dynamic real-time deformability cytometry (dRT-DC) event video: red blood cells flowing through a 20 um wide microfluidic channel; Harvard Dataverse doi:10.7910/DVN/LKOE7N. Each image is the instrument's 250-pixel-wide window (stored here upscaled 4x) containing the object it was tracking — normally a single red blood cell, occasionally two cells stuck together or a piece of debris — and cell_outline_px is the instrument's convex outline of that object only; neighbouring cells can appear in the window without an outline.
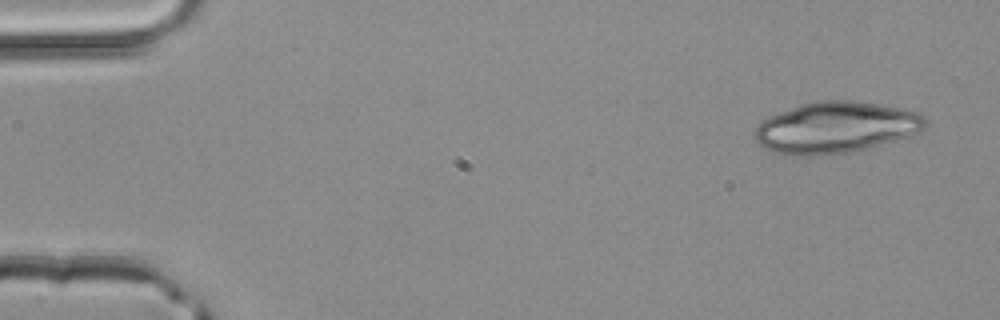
{"species": "common noctule bat (a hibernating species)", "species_latin": "Nyctalus noctula", "temperature_condition": "room temperature", "stored_images_in_passage": 4, "camera_frame_rate_fps": 3000, "um_per_image_px": 0.085, "animal": {"sex": "male", "body_mass_g": 20.4}, "frame": {"image": 1, "passage_image": 1, "time_ms": 0.0, "image_size_px": [1000, 320], "cell_outline_px": [[928, 124], [924, 128], [916, 132], [868, 148], [852, 152], [812, 156], [796, 156], [772, 152], [764, 148], [756, 140], [756, 128], [760, 120], [800, 104], [820, 100], [852, 100], [904, 108], [920, 112], [928, 120]], "centroid_in_image_um": [71.03, 10.83], "position_along_channel_um": 14.0, "area_um2": 50.98}}